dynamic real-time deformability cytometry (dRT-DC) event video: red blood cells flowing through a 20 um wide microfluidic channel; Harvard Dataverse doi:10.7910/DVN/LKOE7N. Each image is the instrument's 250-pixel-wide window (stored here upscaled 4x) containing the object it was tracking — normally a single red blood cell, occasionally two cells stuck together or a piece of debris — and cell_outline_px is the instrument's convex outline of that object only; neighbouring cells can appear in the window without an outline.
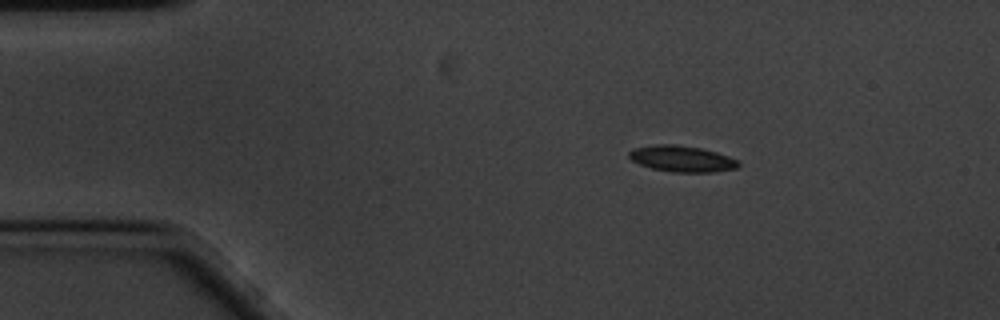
{"species": "common noctule bat (a hibernating species)", "species_latin": "Nyctalus noctula", "temperature_condition": "cold", "stored_images_in_passage": 58, "camera_frame_rate_fps": 3000, "um_per_image_px": 0.085, "animal": {"sex": "male", "body_mass_g": 20.1, "forearm_length_mm": 53.5}, "frame": {"image": 1, "passage_image": 9, "time_ms": 2.667, "image_size_px": [1000, 320], "cell_outline_px": [[740, 164], [736, 168], [716, 172], [672, 172], [652, 168], [640, 164], [632, 160], [628, 156], [628, 152], [632, 148], [652, 144], [676, 144], [700, 148], [716, 152], [728, 156], [736, 160]], "centroid_in_image_um": [57.92, 13.48], "position_along_channel_um": 27.1, "area_um2": 16.7}}
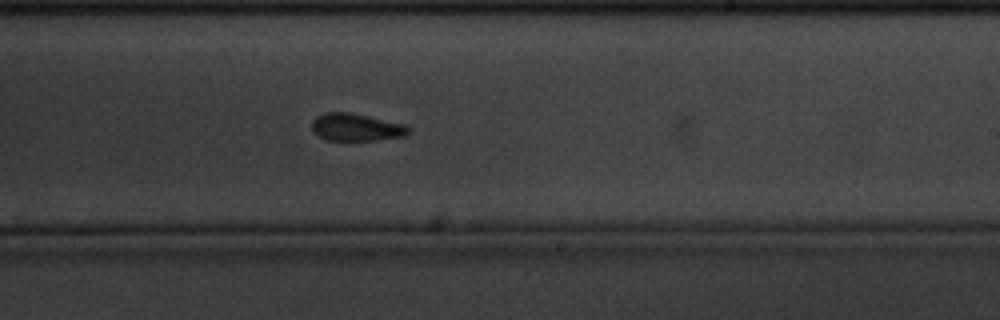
{"frame": {"image": 2, "passage_image": 34, "time_ms": 11.0, "image_size_px": [1000, 320], "cell_outline_px": [[412, 128], [404, 136], [376, 140], [328, 140], [316, 136], [312, 132], [312, 120], [316, 116], [324, 112], [348, 112], [404, 124]], "centroid_in_image_um": [30.22, 10.82], "position_along_channel_um": 258.8, "area_um2": 15.49}}
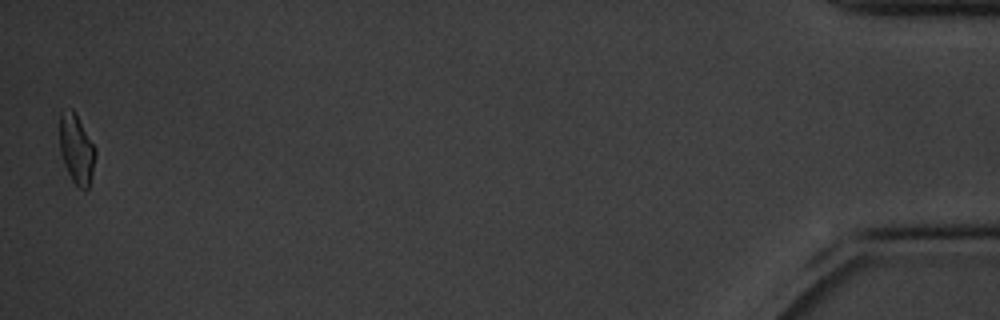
{"frame": {"image": 3, "passage_image": 57, "time_ms": 18.667, "image_size_px": [1000, 320], "cell_outline_px": [[96, 156], [88, 188], [84, 192], [72, 180], [64, 164], [60, 152], [60, 112], [72, 108], [96, 148]], "centroid_in_image_um": [6.5, 12.69], "position_along_channel_um": 428.7, "area_um2": 14.33}, "authors_computed_cell_mechanics": {"area_um2": 15.7794, "velocity_mm_per_s": 3.4364, "shape_relaxation_time_tau1_ms": 3.2367, "shape_relaxation_time_tau2_ms": 3.4918, "deformation_change_tau1": 0.107, "deformation_change_tau2": 0.0725}}